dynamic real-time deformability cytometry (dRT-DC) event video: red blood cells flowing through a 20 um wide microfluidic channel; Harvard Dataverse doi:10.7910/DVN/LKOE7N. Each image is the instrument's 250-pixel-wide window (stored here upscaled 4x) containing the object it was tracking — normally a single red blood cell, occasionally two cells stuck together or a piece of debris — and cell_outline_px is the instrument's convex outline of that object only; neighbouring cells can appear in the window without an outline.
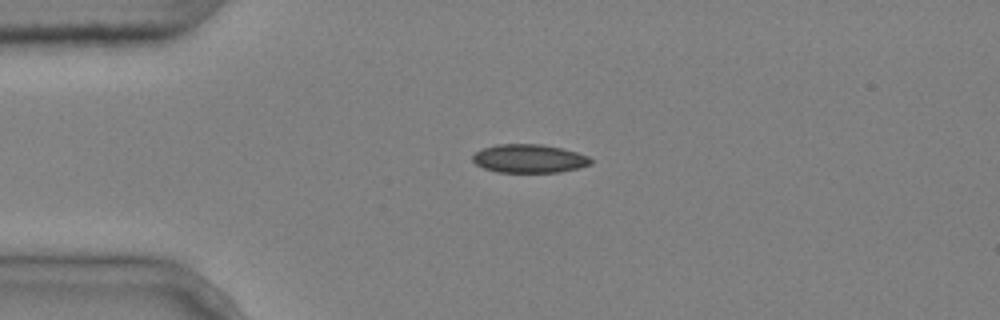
{"species": "common noctule bat (a hibernating species)", "species_latin": "Nyctalus noctula", "temperature_condition": "cold", "stored_images_in_passage": 7, "camera_frame_rate_fps": 3000, "um_per_image_px": 0.085, "animal": {"sex": "male", "body_mass_g": 20.4}, "frame": {"image": 1, "passage_image": 1, "time_ms": 0.0, "image_size_px": [1000, 320], "cell_outline_px": [[592, 164], [560, 172], [496, 172], [484, 168], [476, 164], [472, 160], [472, 156], [476, 152], [484, 148], [496, 144], [540, 144], [560, 148], [576, 152], [588, 156], [592, 160]], "centroid_in_image_um": [44.96, 13.48], "position_along_channel_um": 40.0, "area_um2": 19.48}}
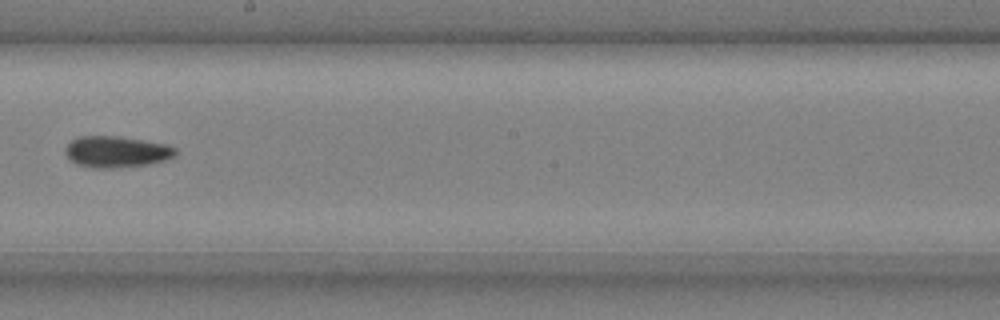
{"frame": {"image": 2, "passage_image": 6, "time_ms": 1.667, "image_size_px": [1000, 320], "cell_outline_px": [[176, 156], [164, 160], [148, 164], [120, 168], [92, 168], [76, 164], [68, 160], [64, 152], [64, 148], [76, 136], [116, 136], [144, 140], [168, 144], [176, 148]], "centroid_in_image_um": [9.87, 12.9], "position_along_channel_um": 238.3, "area_um2": 20.46}}
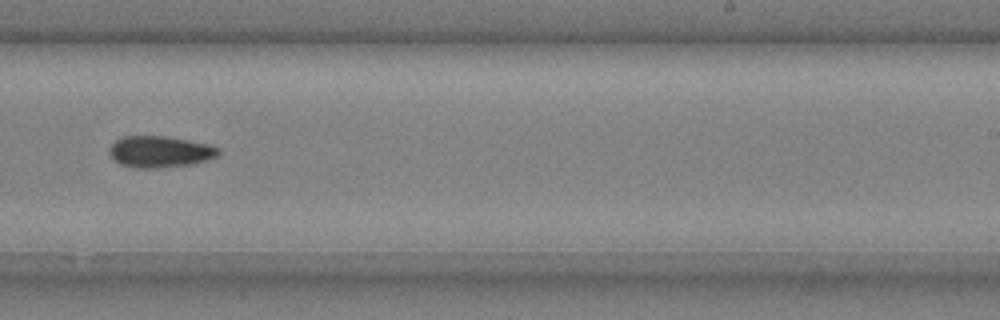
{"frame": {"image": 3, "passage_image": 7, "time_ms": 2.0, "image_size_px": [1000, 320], "cell_outline_px": [[220, 152], [216, 156], [208, 160], [192, 164], [160, 168], [136, 168], [120, 164], [108, 152], [108, 148], [116, 140], [124, 136], [168, 136], [208, 144], [220, 148]], "centroid_in_image_um": [13.6, 12.89], "position_along_channel_um": 275.4, "area_um2": 20.06}}